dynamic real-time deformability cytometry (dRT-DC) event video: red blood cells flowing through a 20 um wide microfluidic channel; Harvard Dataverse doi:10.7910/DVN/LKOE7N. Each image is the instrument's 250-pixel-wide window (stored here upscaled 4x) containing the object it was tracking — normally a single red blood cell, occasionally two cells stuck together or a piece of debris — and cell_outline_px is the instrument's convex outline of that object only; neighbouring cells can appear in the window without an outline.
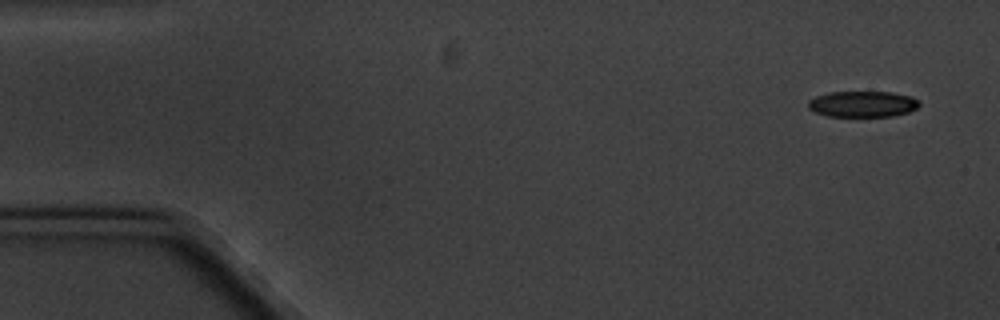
{"species": "common noctule bat (a hibernating species)", "species_latin": "Nyctalus noctula", "temperature_condition": "cold", "stored_images_in_passage": 5, "camera_frame_rate_fps": 3000, "um_per_image_px": 0.085, "animal": {"sex": "male", "body_mass_g": 20.1, "forearm_length_mm": 53.5}, "frame": {"image": 1, "passage_image": 1, "time_ms": 0.0, "image_size_px": [1000, 320], "cell_outline_px": [[920, 104], [916, 108], [908, 112], [892, 116], [828, 116], [816, 112], [808, 108], [808, 100], [816, 96], [828, 92], [892, 92], [912, 96], [920, 100]], "centroid_in_image_um": [73.34, 8.83], "position_along_channel_um": 11.7, "area_um2": 16.88}}
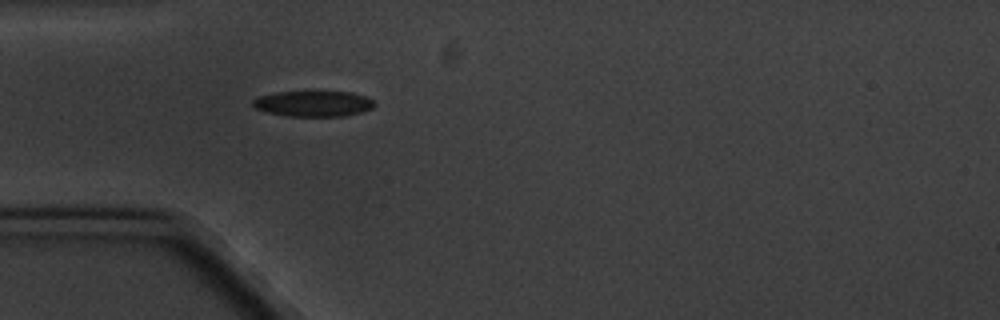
{"frame": {"image": 2, "passage_image": 5, "time_ms": 4.667, "image_size_px": [1000, 320], "cell_outline_px": [[376, 104], [372, 108], [360, 112], [344, 116], [288, 116], [264, 112], [256, 108], [252, 104], [252, 100], [260, 96], [276, 92], [352, 92], [364, 96], [372, 100]], "centroid_in_image_um": [26.61, 8.81], "position_along_channel_um": 58.4, "area_um2": 18.09}}